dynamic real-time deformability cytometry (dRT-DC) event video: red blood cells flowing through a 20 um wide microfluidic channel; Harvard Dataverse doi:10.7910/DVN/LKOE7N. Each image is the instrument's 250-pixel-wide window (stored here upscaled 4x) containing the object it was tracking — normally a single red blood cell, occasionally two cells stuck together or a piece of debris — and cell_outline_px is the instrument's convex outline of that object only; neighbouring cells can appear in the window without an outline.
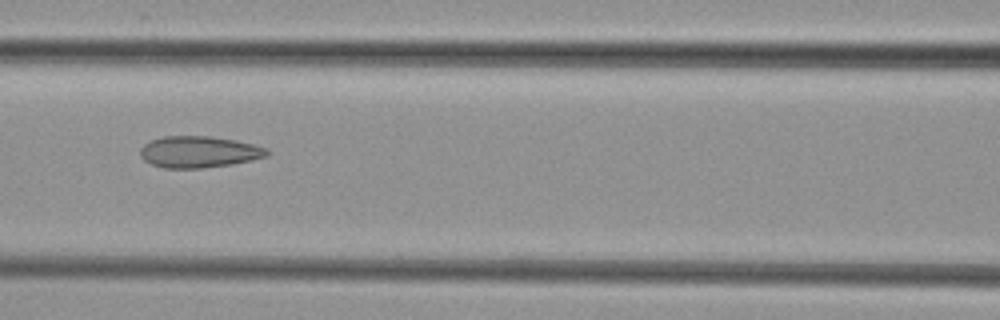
{"species": "common noctule bat (a hibernating species)", "species_latin": "Nyctalus noctula", "temperature_condition": "cold", "stored_images_in_passage": 8, "camera_frame_rate_fps": 3000, "um_per_image_px": 0.085, "animal": {"sex": "female", "body_mass_g": 29.2, "forearm_length_mm": 56.3}, "frame": {"image": 1, "passage_image": 6, "time_ms": 6.0, "image_size_px": [1000, 320], "cell_outline_px": [[268, 156], [252, 160], [228, 164], [200, 168], [164, 168], [152, 164], [144, 160], [140, 156], [140, 148], [144, 144], [152, 140], [164, 136], [212, 136], [236, 140], [268, 148]], "centroid_in_image_um": [16.9, 12.9], "position_along_channel_um": 149.7, "area_um2": 23.18}}
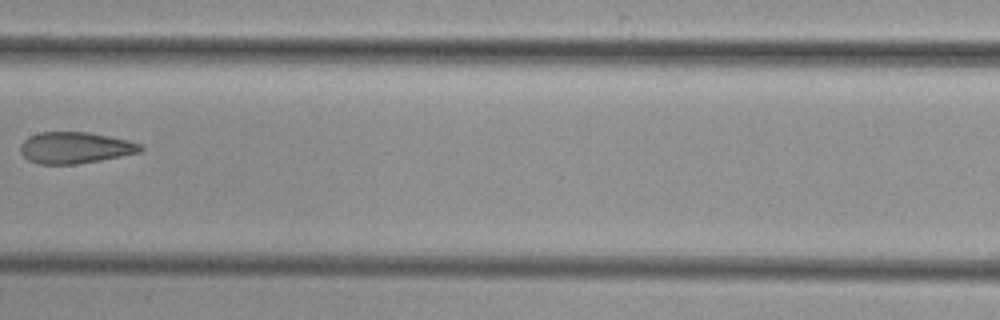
{"frame": {"image": 2, "passage_image": 7, "time_ms": 7.333, "image_size_px": [1000, 320], "cell_outline_px": [[144, 148], [140, 152], [100, 160], [76, 164], [40, 164], [28, 160], [20, 152], [20, 144], [28, 136], [40, 132], [88, 132], [128, 140], [140, 144]], "centroid_in_image_um": [6.35, 12.55], "position_along_channel_um": 201.0, "area_um2": 21.91}}
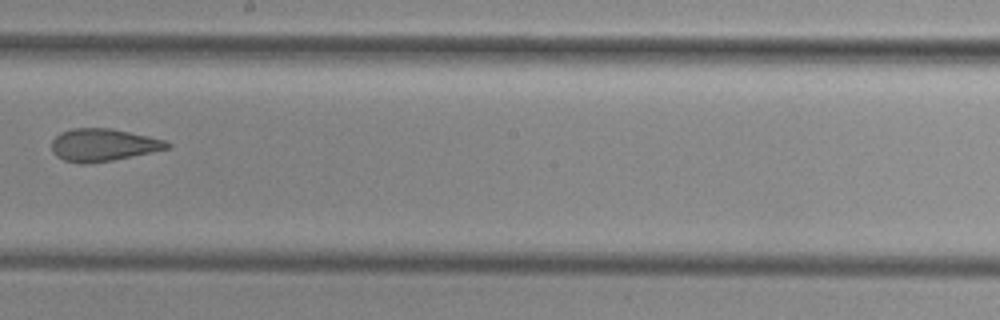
{"frame": {"image": 3, "passage_image": 8, "time_ms": 8.333, "image_size_px": [1000, 320], "cell_outline_px": [[172, 148], [112, 160], [88, 164], [80, 164], [64, 160], [56, 156], [52, 152], [52, 140], [60, 132], [72, 128], [112, 128], [148, 136], [164, 140], [172, 144]], "centroid_in_image_um": [8.76, 12.32], "position_along_channel_um": 239.4, "area_um2": 22.02}}